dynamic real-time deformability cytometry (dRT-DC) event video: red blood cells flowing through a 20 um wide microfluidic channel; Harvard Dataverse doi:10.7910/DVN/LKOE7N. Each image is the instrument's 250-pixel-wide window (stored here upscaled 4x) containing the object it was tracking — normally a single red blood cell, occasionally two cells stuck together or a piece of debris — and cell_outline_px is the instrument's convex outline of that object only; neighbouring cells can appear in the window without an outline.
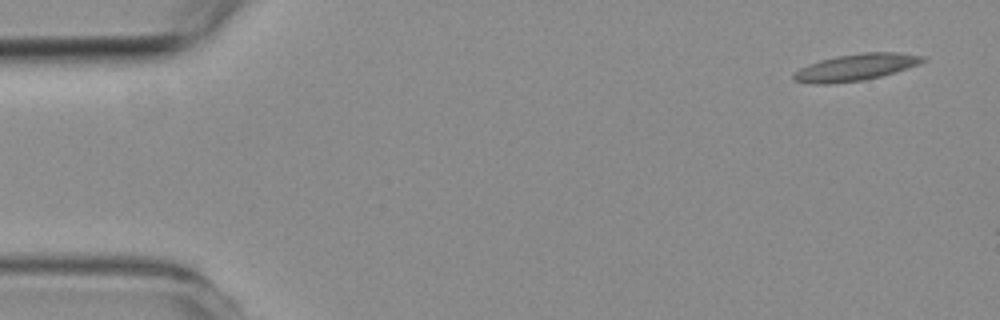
{"species": "common noctule bat (a hibernating species)", "species_latin": "Nyctalus noctula", "temperature_condition": "room temperature", "stored_images_in_passage": 2, "camera_frame_rate_fps": 3000, "um_per_image_px": 0.085, "animal": {"sex": "female", "body_mass_g": 19.3, "forearm_length_mm": 54.1}, "frame": {"image": 1, "passage_image": 1, "time_ms": 0.0, "image_size_px": [1000, 320], "cell_outline_px": [[924, 60], [920, 64], [880, 76], [860, 80], [828, 84], [816, 84], [796, 80], [792, 76], [800, 68], [808, 64], [820, 60], [836, 56], [864, 52], [896, 52], [924, 56]], "centroid_in_image_um": [72.74, 5.7], "position_along_channel_um": 12.3, "area_um2": 19.71}}